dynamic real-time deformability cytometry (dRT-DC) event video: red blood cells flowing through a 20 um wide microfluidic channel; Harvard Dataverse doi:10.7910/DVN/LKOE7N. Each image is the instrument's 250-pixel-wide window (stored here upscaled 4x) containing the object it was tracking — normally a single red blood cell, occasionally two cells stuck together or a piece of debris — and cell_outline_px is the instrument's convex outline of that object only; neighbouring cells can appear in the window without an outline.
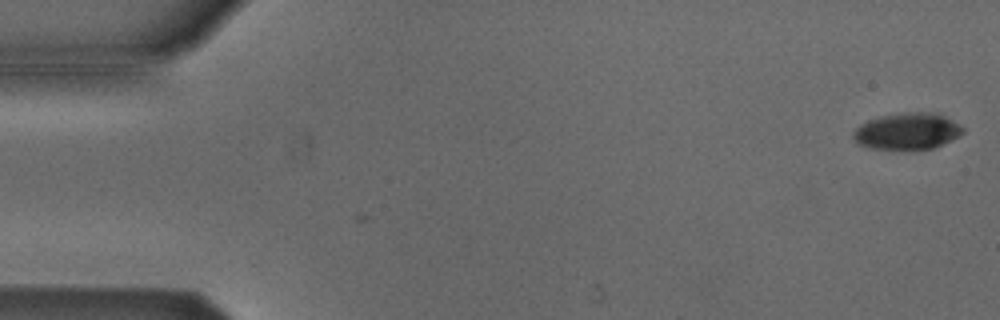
{"species": "Egyptian fruit bat (a non-hibernating species)", "species_latin": "Rousettus aegyptiacus", "temperature_condition": "cold", "stored_images_in_passage": 2, "camera_frame_rate_fps": 3000, "um_per_image_px": 0.085, "animal": {"sex": "male"}, "frame": {"image": 1, "passage_image": 2, "time_ms": 0.333, "image_size_px": [1000, 320], "cell_outline_px": [[964, 132], [952, 140], [932, 148], [912, 152], [872, 148], [856, 144], [852, 136], [852, 132], [860, 124], [868, 120], [884, 116], [904, 112], [940, 112], [960, 124], [964, 128]], "centroid_in_image_um": [77.14, 11.18], "position_along_channel_um": 7.9, "area_um2": 24.16}}